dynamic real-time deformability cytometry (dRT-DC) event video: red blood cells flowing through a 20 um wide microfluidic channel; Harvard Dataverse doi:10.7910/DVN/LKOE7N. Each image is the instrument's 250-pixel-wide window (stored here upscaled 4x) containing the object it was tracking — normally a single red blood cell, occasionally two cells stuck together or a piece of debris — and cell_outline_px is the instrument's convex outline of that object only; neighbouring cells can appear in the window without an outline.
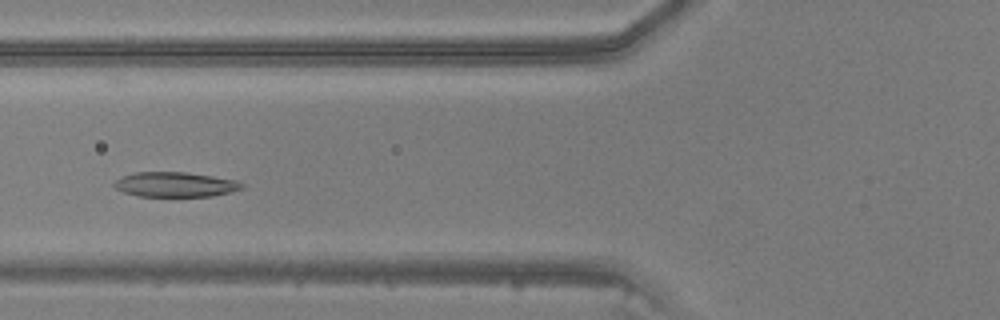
{"species": "common noctule bat (a hibernating species)", "species_latin": "Nyctalus noctula", "temperature_condition": "warm", "stored_images_in_passage": 19, "camera_frame_rate_fps": 3000, "um_per_image_px": 0.085, "animal": {"sex": "male", "body_mass_g": 20.5, "forearm_length_mm": 52.5}, "frame": {"image": 1, "passage_image": 9, "time_ms": 2.667, "image_size_px": [1000, 320], "cell_outline_px": [[244, 188], [212, 196], [136, 196], [124, 192], [116, 188], [112, 184], [116, 180], [124, 176], [136, 172], [184, 172], [212, 176], [236, 180], [244, 184]], "centroid_in_image_um": [14.89, 15.68], "position_along_channel_um": 110.9, "area_um2": 18.32}}
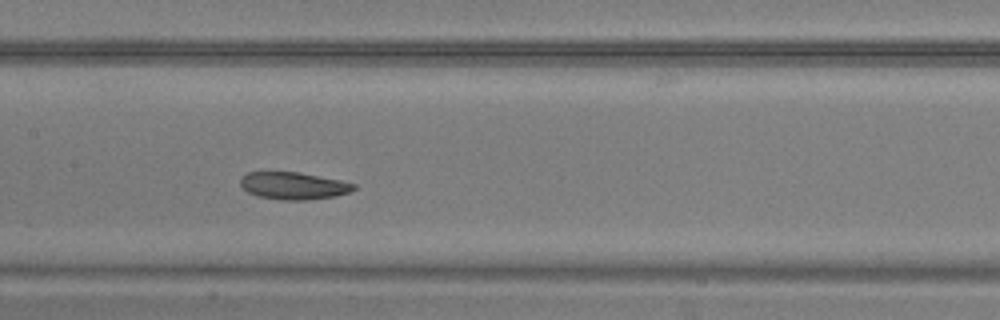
{"frame": {"image": 2, "passage_image": 14, "time_ms": 4.333, "image_size_px": [1000, 320], "cell_outline_px": [[356, 188], [348, 192], [336, 196], [308, 200], [280, 200], [256, 196], [248, 192], [240, 184], [240, 180], [248, 172], [300, 172], [340, 180], [356, 184]], "centroid_in_image_um": [24.96, 15.79], "position_along_channel_um": 182.4, "area_um2": 18.03}}